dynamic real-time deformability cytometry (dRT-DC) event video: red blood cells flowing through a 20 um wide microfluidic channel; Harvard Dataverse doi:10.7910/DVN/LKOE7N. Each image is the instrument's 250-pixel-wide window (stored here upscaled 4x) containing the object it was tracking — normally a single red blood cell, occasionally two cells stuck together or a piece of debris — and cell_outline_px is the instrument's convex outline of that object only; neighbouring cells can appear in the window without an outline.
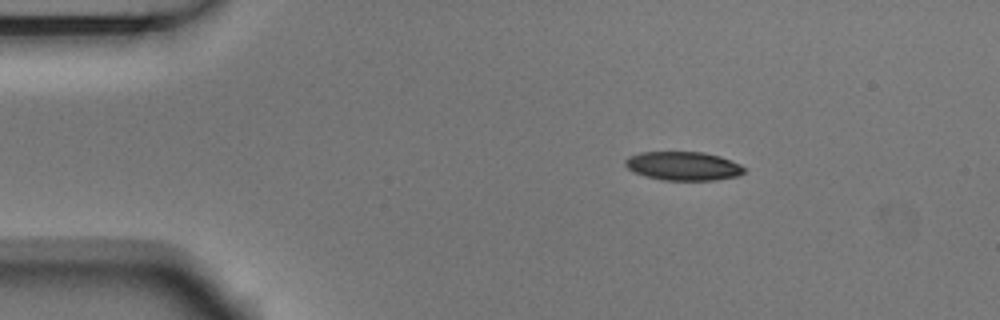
{"species": "Egyptian fruit bat (a non-hibernating species)", "species_latin": "Rousettus aegyptiacus", "temperature_condition": "room temperature", "stored_images_in_passage": 46, "camera_frame_rate_fps": 3000, "um_per_image_px": 0.085, "animal": {"sex": "male"}, "frame": {"image": 1, "passage_image": 1, "time_ms": 0.0, "image_size_px": [1000, 320], "cell_outline_px": [[744, 172], [736, 176], [716, 180], [664, 180], [648, 176], [636, 172], [628, 168], [624, 164], [624, 160], [628, 156], [640, 152], [704, 152], [720, 156], [740, 164], [744, 168]], "centroid_in_image_um": [58.07, 14.1], "position_along_channel_um": 26.9, "area_um2": 19.77}}
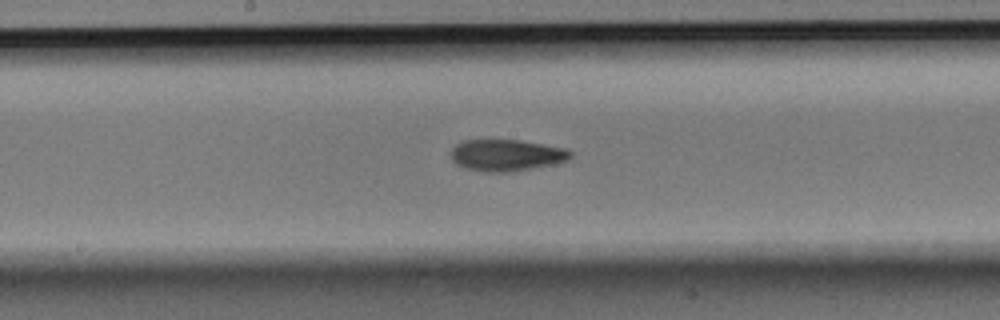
{"frame": {"image": 2, "passage_image": 20, "time_ms": 6.333, "image_size_px": [1000, 320], "cell_outline_px": [[572, 156], [568, 160], [556, 164], [508, 172], [484, 172], [464, 168], [456, 164], [452, 160], [452, 148], [460, 140], [520, 140], [564, 148], [572, 152]], "centroid_in_image_um": [43.04, 13.19], "position_along_channel_um": 205.2, "area_um2": 22.08}}
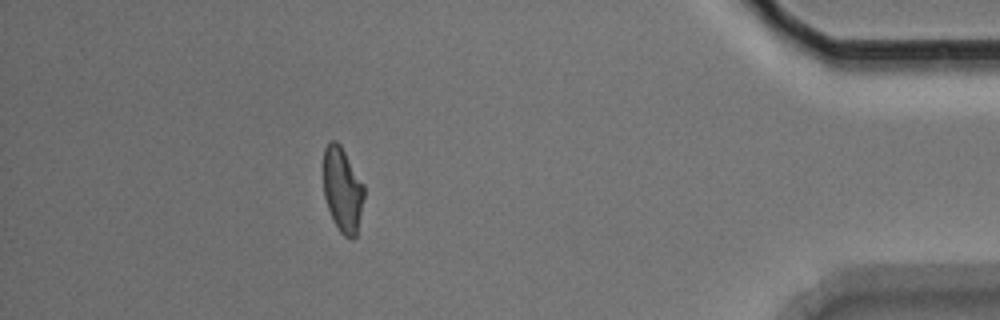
{"frame": {"image": 3, "passage_image": 40, "time_ms": 13.0, "image_size_px": [1000, 320], "cell_outline_px": [[364, 196], [356, 236], [352, 240], [344, 236], [340, 232], [328, 208], [324, 196], [324, 148], [332, 140], [336, 140], [340, 144], [364, 184]], "centroid_in_image_um": [29.12, 16.12], "position_along_channel_um": 406.1, "area_um2": 19.88}, "authors_computed_cell_mechanics": {"area_um2": 21.2993, "velocity_mm_per_s": 3.7456, "shape_relaxation_time_tau1_ms": 4.6353, "shape_relaxation_time_tau2_ms": 3.3887, "deformation_change_tau1": 0.133, "deformation_change_tau2": 0.101}}